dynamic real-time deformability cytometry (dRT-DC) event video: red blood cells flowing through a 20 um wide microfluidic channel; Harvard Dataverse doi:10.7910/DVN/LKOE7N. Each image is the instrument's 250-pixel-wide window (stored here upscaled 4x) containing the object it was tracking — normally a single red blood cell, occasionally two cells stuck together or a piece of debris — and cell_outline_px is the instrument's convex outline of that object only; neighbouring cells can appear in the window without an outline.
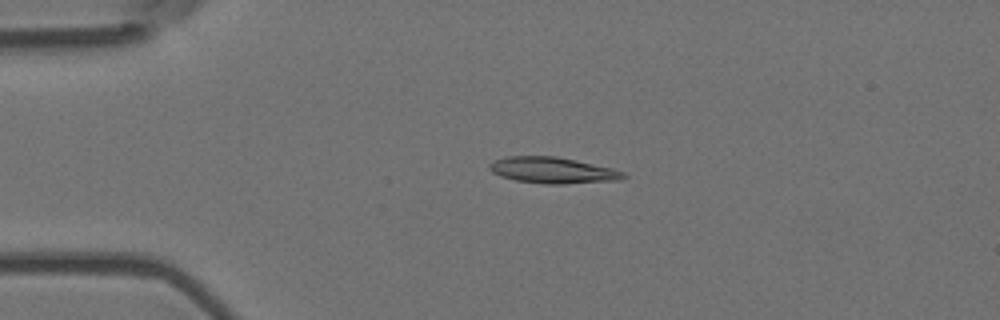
{"species": "Egyptian fruit bat (a non-hibernating species)", "species_latin": "Rousettus aegyptiacus", "temperature_condition": "room temperature", "stored_images_in_passage": 4, "camera_frame_rate_fps": 3000, "um_per_image_px": 0.085, "animal": {"sex": "female"}, "frame": {"image": 1, "passage_image": 3, "time_ms": 0.667, "image_size_px": [1000, 320], "cell_outline_px": [[628, 176], [620, 180], [564, 184], [544, 184], [516, 180], [500, 176], [492, 172], [488, 168], [488, 164], [496, 160], [508, 156], [556, 156], [576, 160], [612, 168], [624, 172]], "centroid_in_image_um": [46.99, 14.48], "position_along_channel_um": 38.0, "area_um2": 20.46}}